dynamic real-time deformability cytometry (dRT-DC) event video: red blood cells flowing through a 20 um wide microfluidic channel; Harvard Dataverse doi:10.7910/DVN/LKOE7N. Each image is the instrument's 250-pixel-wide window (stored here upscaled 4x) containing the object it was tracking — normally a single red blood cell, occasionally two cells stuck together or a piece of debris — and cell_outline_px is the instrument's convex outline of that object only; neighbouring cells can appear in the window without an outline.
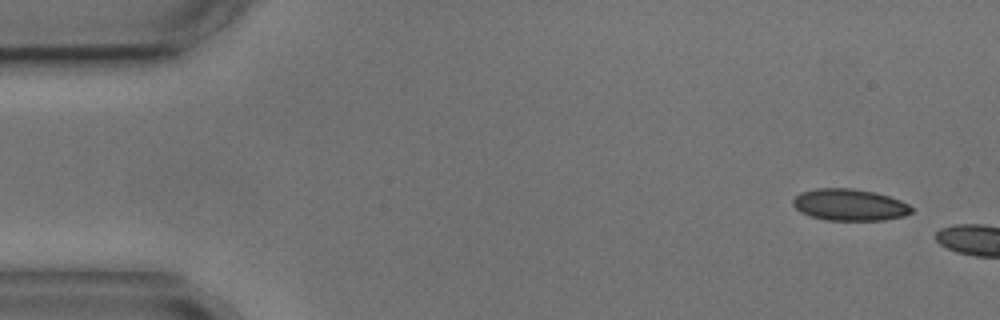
{"species": "common noctule bat (a hibernating species)", "species_latin": "Nyctalus noctula", "temperature_condition": "cold", "stored_images_in_passage": 3, "camera_frame_rate_fps": 3000, "um_per_image_px": 0.085, "animal": {"sex": "male", "body_mass_g": 17.9, "forearm_length_mm": 54.2}, "frame": {"image": 1, "passage_image": 1, "time_ms": 0.0, "image_size_px": [1000, 320], "cell_outline_px": [[912, 212], [904, 216], [884, 220], [824, 220], [808, 216], [800, 212], [792, 204], [792, 200], [800, 192], [816, 188], [852, 188], [876, 192], [900, 200], [908, 204], [912, 208]], "centroid_in_image_um": [72.18, 17.41], "position_along_channel_um": 12.8, "area_um2": 22.08}}